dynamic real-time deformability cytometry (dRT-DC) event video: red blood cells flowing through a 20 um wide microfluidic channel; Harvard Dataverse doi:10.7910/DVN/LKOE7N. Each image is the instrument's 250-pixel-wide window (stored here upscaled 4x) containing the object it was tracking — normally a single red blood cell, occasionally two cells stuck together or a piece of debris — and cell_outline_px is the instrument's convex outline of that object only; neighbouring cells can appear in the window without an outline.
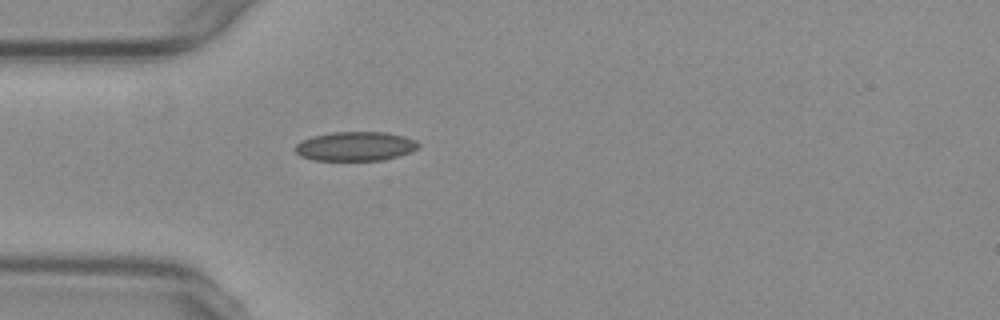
{"species": "common noctule bat (a hibernating species)", "species_latin": "Nyctalus noctula", "temperature_condition": "warm", "stored_images_in_passage": 40, "camera_frame_rate_fps": 3000, "um_per_image_px": 0.085, "animal": {"sex": "female", "body_mass_g": 29.2, "forearm_length_mm": 56.3}, "frame": {"image": 1, "passage_image": 2, "time_ms": 0.333, "image_size_px": [1000, 320], "cell_outline_px": [[420, 144], [416, 148], [408, 152], [384, 160], [316, 160], [300, 156], [296, 152], [296, 144], [300, 140], [312, 136], [332, 132], [388, 132], [404, 136], [416, 140]], "centroid_in_image_um": [30.18, 12.42], "position_along_channel_um": 54.8, "area_um2": 20.87}}
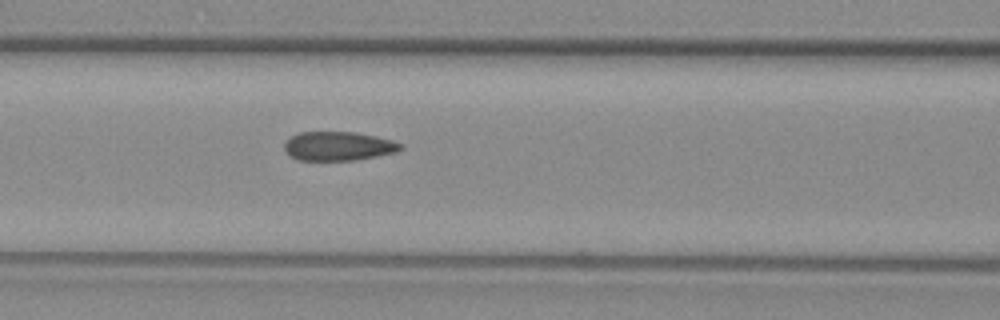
{"frame": {"image": 2, "passage_image": 9, "time_ms": 2.667, "image_size_px": [1000, 320], "cell_outline_px": [[404, 148], [396, 152], [356, 160], [296, 160], [288, 156], [284, 148], [284, 140], [300, 132], [356, 132], [376, 136], [392, 140], [404, 144]], "centroid_in_image_um": [28.75, 12.42], "position_along_channel_um": 137.9, "area_um2": 19.88}}
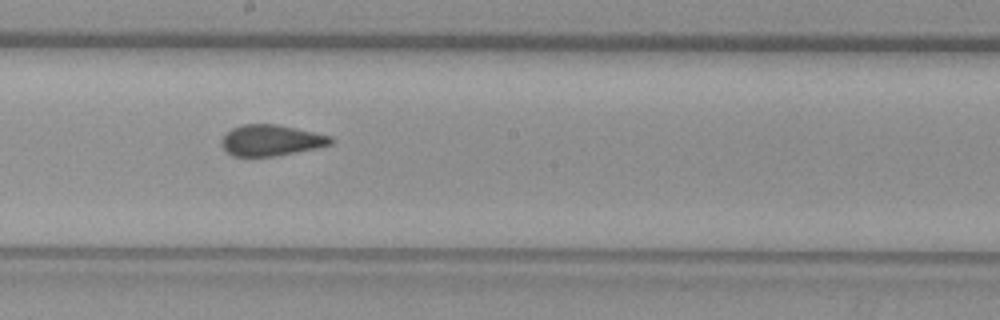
{"frame": {"image": 3, "passage_image": 16, "time_ms": 5.0, "image_size_px": [1000, 320], "cell_outline_px": [[336, 140], [332, 144], [316, 148], [272, 156], [232, 156], [220, 144], [220, 140], [232, 128], [244, 124], [276, 124], [332, 136]], "centroid_in_image_um": [23.05, 11.92], "position_along_channel_um": 225.1, "area_um2": 19.59}}